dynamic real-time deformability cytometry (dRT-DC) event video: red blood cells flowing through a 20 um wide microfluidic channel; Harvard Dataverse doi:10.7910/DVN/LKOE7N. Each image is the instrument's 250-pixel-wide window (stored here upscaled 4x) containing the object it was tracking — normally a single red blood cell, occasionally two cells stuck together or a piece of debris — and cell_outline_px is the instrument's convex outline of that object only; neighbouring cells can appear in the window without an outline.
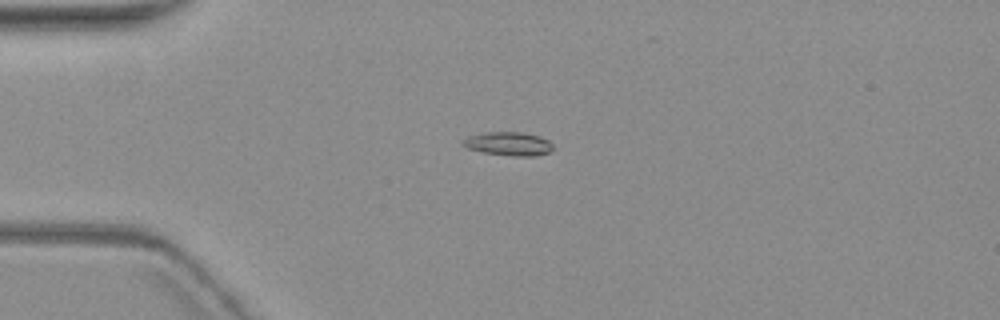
{"species": "common noctule bat (a hibernating species)", "species_latin": "Nyctalus noctula", "temperature_condition": "warm", "stored_images_in_passage": 6, "camera_frame_rate_fps": 3000, "um_per_image_px": 0.085, "animal": {"sex": "female", "body_mass_g": 19.3, "forearm_length_mm": 54.1}, "frame": {"image": 1, "passage_image": 5, "time_ms": 5.0, "image_size_px": [1000, 320], "cell_outline_px": [[556, 148], [548, 152], [536, 156], [512, 156], [484, 152], [468, 148], [460, 144], [460, 140], [468, 136], [484, 132], [520, 132], [540, 136], [548, 140]], "centroid_in_image_um": [43.22, 12.21], "position_along_channel_um": 41.8, "area_um2": 12.54}}